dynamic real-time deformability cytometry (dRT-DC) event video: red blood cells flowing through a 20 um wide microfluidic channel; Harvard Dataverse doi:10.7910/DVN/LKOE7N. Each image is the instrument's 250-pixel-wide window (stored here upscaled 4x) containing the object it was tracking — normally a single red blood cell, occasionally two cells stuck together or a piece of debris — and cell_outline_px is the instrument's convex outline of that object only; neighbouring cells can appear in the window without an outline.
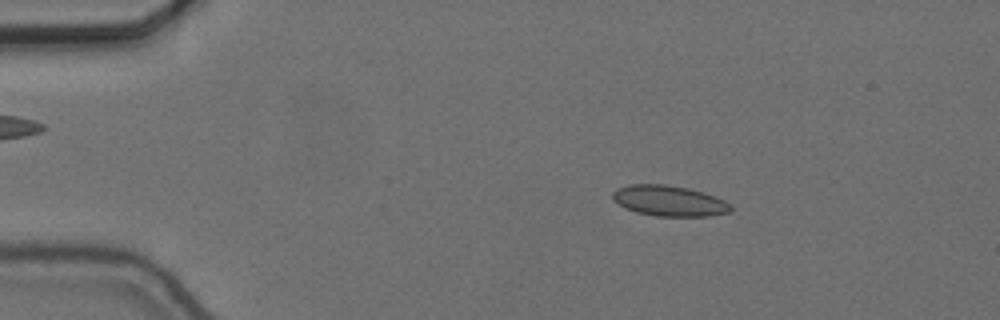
{"species": "common noctule bat (a hibernating species)", "species_latin": "Nyctalus noctula", "temperature_condition": "cold", "stored_images_in_passage": 55, "camera_frame_rate_fps": 3000, "um_per_image_px": 0.085, "animal": {"sex": "female", "body_mass_g": 24.6, "forearm_length_mm": 56.2}, "frame": {"image": 1, "passage_image": 9, "time_ms": 2.667, "image_size_px": [1000, 320], "cell_outline_px": [[732, 208], [728, 212], [708, 216], [656, 216], [636, 212], [624, 208], [612, 200], [612, 192], [616, 188], [628, 184], [664, 184], [688, 188], [704, 192], [716, 196], [732, 204]], "centroid_in_image_um": [56.85, 17.06], "position_along_channel_um": 28.2, "area_um2": 21.33}}
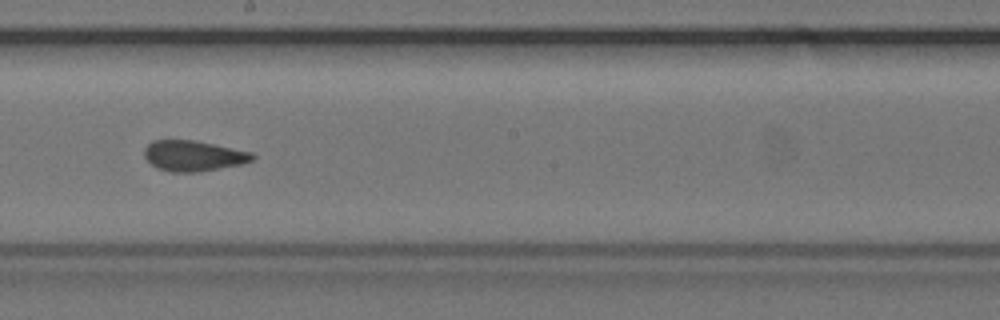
{"frame": {"image": 2, "passage_image": 31, "time_ms": 10.0, "image_size_px": [1000, 320], "cell_outline_px": [[256, 156], [252, 160], [244, 164], [196, 172], [172, 172], [156, 168], [144, 156], [144, 148], [152, 140], [196, 140], [252, 152]], "centroid_in_image_um": [16.45, 13.24], "position_along_channel_um": 231.8, "area_um2": 19.36}}
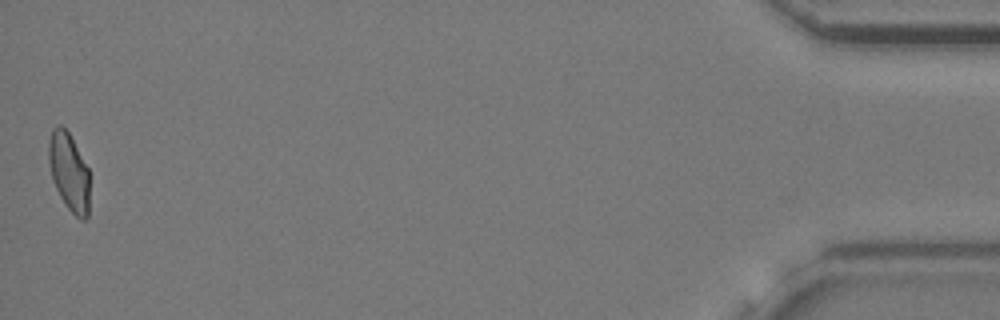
{"frame": {"image": 3, "passage_image": 55, "time_ms": 18.0, "image_size_px": [1000, 320], "cell_outline_px": [[88, 216], [84, 220], [80, 220], [64, 204], [52, 180], [48, 164], [48, 140], [52, 128], [56, 124], [60, 124], [68, 132], [88, 168]], "centroid_in_image_um": [5.82, 14.59], "position_along_channel_um": 429.4, "area_um2": 18.61}, "authors_computed_cell_mechanics": {"area_um2": 20.1144, "velocity_mm_per_s": 3.6432, "shape_relaxation_time_tau1_ms": null, "shape_relaxation_time_tau2_ms": 1.36, "deformation_change_tau1": null, "deformation_change_tau2": 0.05}}